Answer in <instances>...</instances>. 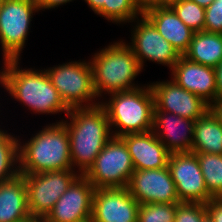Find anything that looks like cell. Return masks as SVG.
Returning <instances> with one entry per match:
<instances>
[{
  "label": "cell",
  "instance_id": "35",
  "mask_svg": "<svg viewBox=\"0 0 222 222\" xmlns=\"http://www.w3.org/2000/svg\"><path fill=\"white\" fill-rule=\"evenodd\" d=\"M211 112L217 117L220 124H222V98L216 99L211 105H210Z\"/></svg>",
  "mask_w": 222,
  "mask_h": 222
},
{
  "label": "cell",
  "instance_id": "39",
  "mask_svg": "<svg viewBox=\"0 0 222 222\" xmlns=\"http://www.w3.org/2000/svg\"><path fill=\"white\" fill-rule=\"evenodd\" d=\"M173 1H175V0H168V6H169V4H170L171 2H173Z\"/></svg>",
  "mask_w": 222,
  "mask_h": 222
},
{
  "label": "cell",
  "instance_id": "30",
  "mask_svg": "<svg viewBox=\"0 0 222 222\" xmlns=\"http://www.w3.org/2000/svg\"><path fill=\"white\" fill-rule=\"evenodd\" d=\"M205 206L214 222H222V198H213L206 202Z\"/></svg>",
  "mask_w": 222,
  "mask_h": 222
},
{
  "label": "cell",
  "instance_id": "15",
  "mask_svg": "<svg viewBox=\"0 0 222 222\" xmlns=\"http://www.w3.org/2000/svg\"><path fill=\"white\" fill-rule=\"evenodd\" d=\"M138 210L127 187L95 189L90 222H137Z\"/></svg>",
  "mask_w": 222,
  "mask_h": 222
},
{
  "label": "cell",
  "instance_id": "18",
  "mask_svg": "<svg viewBox=\"0 0 222 222\" xmlns=\"http://www.w3.org/2000/svg\"><path fill=\"white\" fill-rule=\"evenodd\" d=\"M126 144L135 170L162 169L168 166L170 152L153 131L126 134Z\"/></svg>",
  "mask_w": 222,
  "mask_h": 222
},
{
  "label": "cell",
  "instance_id": "38",
  "mask_svg": "<svg viewBox=\"0 0 222 222\" xmlns=\"http://www.w3.org/2000/svg\"><path fill=\"white\" fill-rule=\"evenodd\" d=\"M28 222H48L42 218H31Z\"/></svg>",
  "mask_w": 222,
  "mask_h": 222
},
{
  "label": "cell",
  "instance_id": "11",
  "mask_svg": "<svg viewBox=\"0 0 222 222\" xmlns=\"http://www.w3.org/2000/svg\"><path fill=\"white\" fill-rule=\"evenodd\" d=\"M140 17V21L139 19L132 21L137 24L132 31V42L129 46L132 48L141 69H143L145 59L169 66L172 69L181 55L171 43L161 36L144 14H141Z\"/></svg>",
  "mask_w": 222,
  "mask_h": 222
},
{
  "label": "cell",
  "instance_id": "22",
  "mask_svg": "<svg viewBox=\"0 0 222 222\" xmlns=\"http://www.w3.org/2000/svg\"><path fill=\"white\" fill-rule=\"evenodd\" d=\"M183 56L192 62L214 68L222 60V34L194 32L189 49Z\"/></svg>",
  "mask_w": 222,
  "mask_h": 222
},
{
  "label": "cell",
  "instance_id": "37",
  "mask_svg": "<svg viewBox=\"0 0 222 222\" xmlns=\"http://www.w3.org/2000/svg\"><path fill=\"white\" fill-rule=\"evenodd\" d=\"M201 222H214L213 219L210 217V215L207 213Z\"/></svg>",
  "mask_w": 222,
  "mask_h": 222
},
{
  "label": "cell",
  "instance_id": "31",
  "mask_svg": "<svg viewBox=\"0 0 222 222\" xmlns=\"http://www.w3.org/2000/svg\"><path fill=\"white\" fill-rule=\"evenodd\" d=\"M135 2L142 14L155 7L168 6V0H135Z\"/></svg>",
  "mask_w": 222,
  "mask_h": 222
},
{
  "label": "cell",
  "instance_id": "32",
  "mask_svg": "<svg viewBox=\"0 0 222 222\" xmlns=\"http://www.w3.org/2000/svg\"><path fill=\"white\" fill-rule=\"evenodd\" d=\"M71 1L72 0H36L37 5L39 6V10L51 9Z\"/></svg>",
  "mask_w": 222,
  "mask_h": 222
},
{
  "label": "cell",
  "instance_id": "20",
  "mask_svg": "<svg viewBox=\"0 0 222 222\" xmlns=\"http://www.w3.org/2000/svg\"><path fill=\"white\" fill-rule=\"evenodd\" d=\"M30 219L26 181L19 173L0 184V222H28Z\"/></svg>",
  "mask_w": 222,
  "mask_h": 222
},
{
  "label": "cell",
  "instance_id": "25",
  "mask_svg": "<svg viewBox=\"0 0 222 222\" xmlns=\"http://www.w3.org/2000/svg\"><path fill=\"white\" fill-rule=\"evenodd\" d=\"M175 14L194 32L204 31L205 8L191 0H175L169 4Z\"/></svg>",
  "mask_w": 222,
  "mask_h": 222
},
{
  "label": "cell",
  "instance_id": "10",
  "mask_svg": "<svg viewBox=\"0 0 222 222\" xmlns=\"http://www.w3.org/2000/svg\"><path fill=\"white\" fill-rule=\"evenodd\" d=\"M168 168L180 202L206 203L213 199L208 193L195 153H170Z\"/></svg>",
  "mask_w": 222,
  "mask_h": 222
},
{
  "label": "cell",
  "instance_id": "29",
  "mask_svg": "<svg viewBox=\"0 0 222 222\" xmlns=\"http://www.w3.org/2000/svg\"><path fill=\"white\" fill-rule=\"evenodd\" d=\"M204 31L222 34V0H214L205 8Z\"/></svg>",
  "mask_w": 222,
  "mask_h": 222
},
{
  "label": "cell",
  "instance_id": "24",
  "mask_svg": "<svg viewBox=\"0 0 222 222\" xmlns=\"http://www.w3.org/2000/svg\"><path fill=\"white\" fill-rule=\"evenodd\" d=\"M208 193L222 198V154L195 153Z\"/></svg>",
  "mask_w": 222,
  "mask_h": 222
},
{
  "label": "cell",
  "instance_id": "3",
  "mask_svg": "<svg viewBox=\"0 0 222 222\" xmlns=\"http://www.w3.org/2000/svg\"><path fill=\"white\" fill-rule=\"evenodd\" d=\"M56 123L46 126L23 146L19 143L20 174L73 169L68 130L62 120Z\"/></svg>",
  "mask_w": 222,
  "mask_h": 222
},
{
  "label": "cell",
  "instance_id": "4",
  "mask_svg": "<svg viewBox=\"0 0 222 222\" xmlns=\"http://www.w3.org/2000/svg\"><path fill=\"white\" fill-rule=\"evenodd\" d=\"M90 63L97 98L103 92L113 94L140 87L133 81L142 69L129 43L120 41L105 47L94 54Z\"/></svg>",
  "mask_w": 222,
  "mask_h": 222
},
{
  "label": "cell",
  "instance_id": "26",
  "mask_svg": "<svg viewBox=\"0 0 222 222\" xmlns=\"http://www.w3.org/2000/svg\"><path fill=\"white\" fill-rule=\"evenodd\" d=\"M142 13L135 0H106L104 2V17L115 23L131 22L138 19Z\"/></svg>",
  "mask_w": 222,
  "mask_h": 222
},
{
  "label": "cell",
  "instance_id": "2",
  "mask_svg": "<svg viewBox=\"0 0 222 222\" xmlns=\"http://www.w3.org/2000/svg\"><path fill=\"white\" fill-rule=\"evenodd\" d=\"M19 60L4 61V69L0 71V83L4 89L34 113L57 114L63 111L67 115L70 109L62 101L45 69H20Z\"/></svg>",
  "mask_w": 222,
  "mask_h": 222
},
{
  "label": "cell",
  "instance_id": "1",
  "mask_svg": "<svg viewBox=\"0 0 222 222\" xmlns=\"http://www.w3.org/2000/svg\"><path fill=\"white\" fill-rule=\"evenodd\" d=\"M66 125L70 140V156L73 168L85 175L93 166L97 155L113 137L107 113L101 105L71 108ZM81 172V173H80Z\"/></svg>",
  "mask_w": 222,
  "mask_h": 222
},
{
  "label": "cell",
  "instance_id": "6",
  "mask_svg": "<svg viewBox=\"0 0 222 222\" xmlns=\"http://www.w3.org/2000/svg\"><path fill=\"white\" fill-rule=\"evenodd\" d=\"M45 71L69 109L100 105V102L95 101L97 94L90 61H72L45 69ZM93 99L95 103L92 101Z\"/></svg>",
  "mask_w": 222,
  "mask_h": 222
},
{
  "label": "cell",
  "instance_id": "33",
  "mask_svg": "<svg viewBox=\"0 0 222 222\" xmlns=\"http://www.w3.org/2000/svg\"><path fill=\"white\" fill-rule=\"evenodd\" d=\"M217 99L222 98V60L214 67Z\"/></svg>",
  "mask_w": 222,
  "mask_h": 222
},
{
  "label": "cell",
  "instance_id": "34",
  "mask_svg": "<svg viewBox=\"0 0 222 222\" xmlns=\"http://www.w3.org/2000/svg\"><path fill=\"white\" fill-rule=\"evenodd\" d=\"M85 2L94 13L104 17V2H106V0H85Z\"/></svg>",
  "mask_w": 222,
  "mask_h": 222
},
{
  "label": "cell",
  "instance_id": "23",
  "mask_svg": "<svg viewBox=\"0 0 222 222\" xmlns=\"http://www.w3.org/2000/svg\"><path fill=\"white\" fill-rule=\"evenodd\" d=\"M19 142L15 136L0 129V184L19 174Z\"/></svg>",
  "mask_w": 222,
  "mask_h": 222
},
{
  "label": "cell",
  "instance_id": "17",
  "mask_svg": "<svg viewBox=\"0 0 222 222\" xmlns=\"http://www.w3.org/2000/svg\"><path fill=\"white\" fill-rule=\"evenodd\" d=\"M194 124L195 120L174 113L154 111L152 131L170 153L191 152Z\"/></svg>",
  "mask_w": 222,
  "mask_h": 222
},
{
  "label": "cell",
  "instance_id": "7",
  "mask_svg": "<svg viewBox=\"0 0 222 222\" xmlns=\"http://www.w3.org/2000/svg\"><path fill=\"white\" fill-rule=\"evenodd\" d=\"M134 171L125 142L120 137H112L84 176L95 189L121 188L127 187Z\"/></svg>",
  "mask_w": 222,
  "mask_h": 222
},
{
  "label": "cell",
  "instance_id": "36",
  "mask_svg": "<svg viewBox=\"0 0 222 222\" xmlns=\"http://www.w3.org/2000/svg\"><path fill=\"white\" fill-rule=\"evenodd\" d=\"M204 8L208 7L214 0H191Z\"/></svg>",
  "mask_w": 222,
  "mask_h": 222
},
{
  "label": "cell",
  "instance_id": "8",
  "mask_svg": "<svg viewBox=\"0 0 222 222\" xmlns=\"http://www.w3.org/2000/svg\"><path fill=\"white\" fill-rule=\"evenodd\" d=\"M36 0H2L0 6V42L3 59H19L29 32Z\"/></svg>",
  "mask_w": 222,
  "mask_h": 222
},
{
  "label": "cell",
  "instance_id": "27",
  "mask_svg": "<svg viewBox=\"0 0 222 222\" xmlns=\"http://www.w3.org/2000/svg\"><path fill=\"white\" fill-rule=\"evenodd\" d=\"M176 203L139 204L137 222H174Z\"/></svg>",
  "mask_w": 222,
  "mask_h": 222
},
{
  "label": "cell",
  "instance_id": "9",
  "mask_svg": "<svg viewBox=\"0 0 222 222\" xmlns=\"http://www.w3.org/2000/svg\"><path fill=\"white\" fill-rule=\"evenodd\" d=\"M74 169L22 174L26 181L31 218L44 219L58 199L79 176Z\"/></svg>",
  "mask_w": 222,
  "mask_h": 222
},
{
  "label": "cell",
  "instance_id": "5",
  "mask_svg": "<svg viewBox=\"0 0 222 222\" xmlns=\"http://www.w3.org/2000/svg\"><path fill=\"white\" fill-rule=\"evenodd\" d=\"M110 97L100 105L107 113L110 128H118L111 132L113 137L152 131L155 106L150 85L113 93Z\"/></svg>",
  "mask_w": 222,
  "mask_h": 222
},
{
  "label": "cell",
  "instance_id": "16",
  "mask_svg": "<svg viewBox=\"0 0 222 222\" xmlns=\"http://www.w3.org/2000/svg\"><path fill=\"white\" fill-rule=\"evenodd\" d=\"M172 80L211 105L217 99L215 69L181 56L171 69Z\"/></svg>",
  "mask_w": 222,
  "mask_h": 222
},
{
  "label": "cell",
  "instance_id": "19",
  "mask_svg": "<svg viewBox=\"0 0 222 222\" xmlns=\"http://www.w3.org/2000/svg\"><path fill=\"white\" fill-rule=\"evenodd\" d=\"M144 15L181 56L188 51L194 31L169 6L152 8Z\"/></svg>",
  "mask_w": 222,
  "mask_h": 222
},
{
  "label": "cell",
  "instance_id": "12",
  "mask_svg": "<svg viewBox=\"0 0 222 222\" xmlns=\"http://www.w3.org/2000/svg\"><path fill=\"white\" fill-rule=\"evenodd\" d=\"M95 188L79 175L44 218L48 222H90Z\"/></svg>",
  "mask_w": 222,
  "mask_h": 222
},
{
  "label": "cell",
  "instance_id": "13",
  "mask_svg": "<svg viewBox=\"0 0 222 222\" xmlns=\"http://www.w3.org/2000/svg\"><path fill=\"white\" fill-rule=\"evenodd\" d=\"M149 85L154 96V111L174 113L196 121L210 109V105L201 97L180 87L173 80Z\"/></svg>",
  "mask_w": 222,
  "mask_h": 222
},
{
  "label": "cell",
  "instance_id": "14",
  "mask_svg": "<svg viewBox=\"0 0 222 222\" xmlns=\"http://www.w3.org/2000/svg\"><path fill=\"white\" fill-rule=\"evenodd\" d=\"M127 189L139 204L180 203L168 166L135 170Z\"/></svg>",
  "mask_w": 222,
  "mask_h": 222
},
{
  "label": "cell",
  "instance_id": "28",
  "mask_svg": "<svg viewBox=\"0 0 222 222\" xmlns=\"http://www.w3.org/2000/svg\"><path fill=\"white\" fill-rule=\"evenodd\" d=\"M207 214L205 203H176L174 222H201Z\"/></svg>",
  "mask_w": 222,
  "mask_h": 222
},
{
  "label": "cell",
  "instance_id": "21",
  "mask_svg": "<svg viewBox=\"0 0 222 222\" xmlns=\"http://www.w3.org/2000/svg\"><path fill=\"white\" fill-rule=\"evenodd\" d=\"M191 152L222 154V124L210 109L195 121Z\"/></svg>",
  "mask_w": 222,
  "mask_h": 222
}]
</instances>
